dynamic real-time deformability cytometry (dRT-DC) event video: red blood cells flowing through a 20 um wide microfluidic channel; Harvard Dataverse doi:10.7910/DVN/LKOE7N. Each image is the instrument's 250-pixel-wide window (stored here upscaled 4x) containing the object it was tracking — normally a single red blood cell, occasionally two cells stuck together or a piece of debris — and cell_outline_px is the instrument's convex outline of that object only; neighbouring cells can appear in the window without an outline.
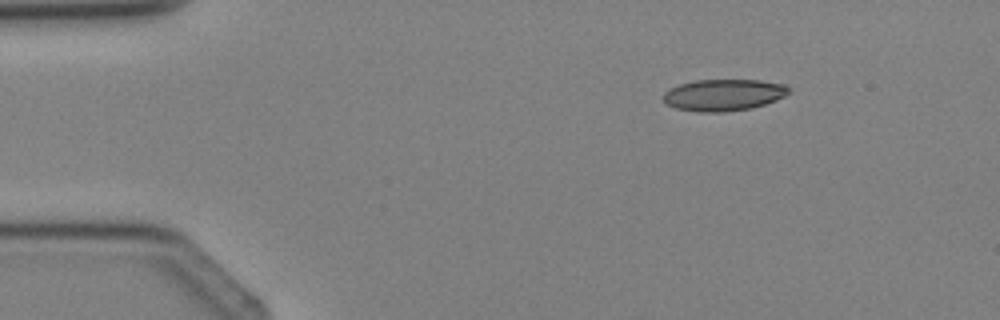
{"species": "Egyptian fruit bat (a non-hibernating species)", "species_latin": "Rousettus aegyptiacus", "temperature_condition": "cold", "stored_images_in_passage": 4, "camera_frame_rate_fps": 3000, "um_per_image_px": 0.085, "animal": {"sex": "female"}, "frame": {"image": 1, "passage_image": 4, "time_ms": 3.667, "image_size_px": [1000, 320], "cell_outline_px": [[788, 92], [784, 96], [776, 100], [752, 108], [724, 112], [700, 112], [676, 108], [668, 104], [664, 100], [664, 92], [680, 84], [696, 80], [760, 80], [788, 84]], "centroid_in_image_um": [61.54, 8.07], "position_along_channel_um": 23.5, "area_um2": 23.0}}